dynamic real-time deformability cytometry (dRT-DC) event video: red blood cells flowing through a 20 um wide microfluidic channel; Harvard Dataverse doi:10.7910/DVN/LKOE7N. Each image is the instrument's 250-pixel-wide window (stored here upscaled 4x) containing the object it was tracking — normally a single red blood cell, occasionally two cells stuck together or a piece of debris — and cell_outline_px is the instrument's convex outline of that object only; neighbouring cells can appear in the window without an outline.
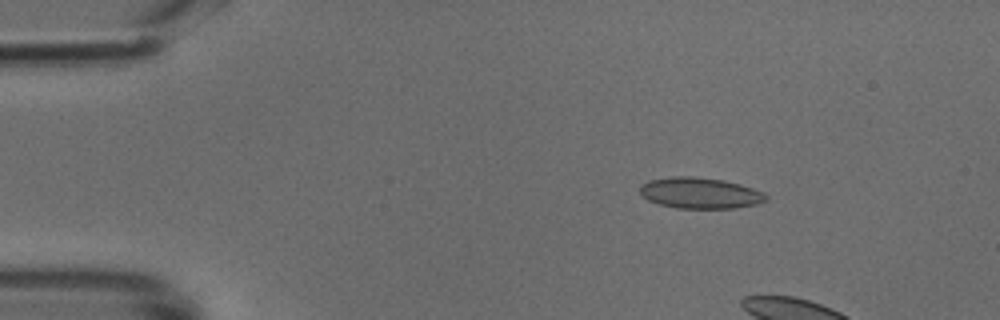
{"species": "common noctule bat (a hibernating species)", "species_latin": "Nyctalus noctula", "temperature_condition": "cold", "stored_images_in_passage": 11, "camera_frame_rate_fps": 3000, "um_per_image_px": 0.085, "animal": {"sex": "male", "body_mass_g": 18.8}, "frame": {"image": 1, "passage_image": 7, "time_ms": 2.0, "image_size_px": [1000, 320], "cell_outline_px": [[768, 200], [756, 204], [736, 208], [676, 208], [660, 204], [648, 200], [640, 196], [640, 184], [648, 180], [672, 176], [692, 176], [724, 180], [740, 184], [764, 192], [768, 196]], "centroid_in_image_um": [59.49, 16.4], "position_along_channel_um": 25.5, "area_um2": 23.0}}